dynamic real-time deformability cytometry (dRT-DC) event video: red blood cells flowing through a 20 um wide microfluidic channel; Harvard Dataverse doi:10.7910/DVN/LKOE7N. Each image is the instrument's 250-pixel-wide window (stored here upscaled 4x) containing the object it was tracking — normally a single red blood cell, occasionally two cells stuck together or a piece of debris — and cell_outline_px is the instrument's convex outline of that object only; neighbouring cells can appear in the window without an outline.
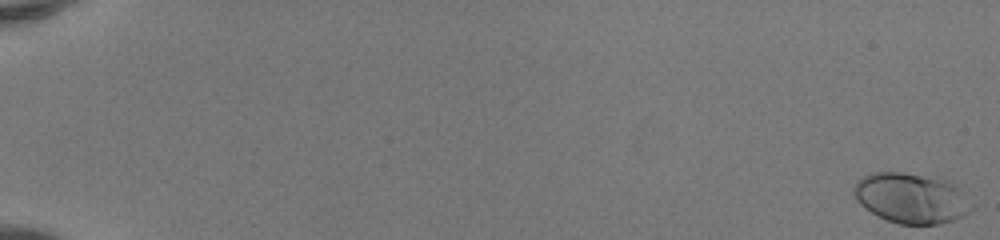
{"species": "human", "species_latin": "Homo sapiens", "temperature_condition": "room temperature", "stored_images_in_passage": 52, "camera_frame_rate_fps": 3000, "um_per_image_px": 0.085, "donor": {"sex": "female"}, "frame": {"image": 1, "passage_image": 1, "time_ms": 0.0, "image_size_px": [1000, 240], "cell_outline_px": [[976, 208], [964, 216], [940, 224], [900, 224], [888, 220], [864, 208], [856, 200], [852, 192], [852, 188], [856, 180], [872, 172], [900, 172], [936, 176], [948, 180], [960, 188], [976, 204]], "centroid_in_image_um": [77.52, 16.82], "position_along_channel_um": 7.5, "area_um2": 35.32}}
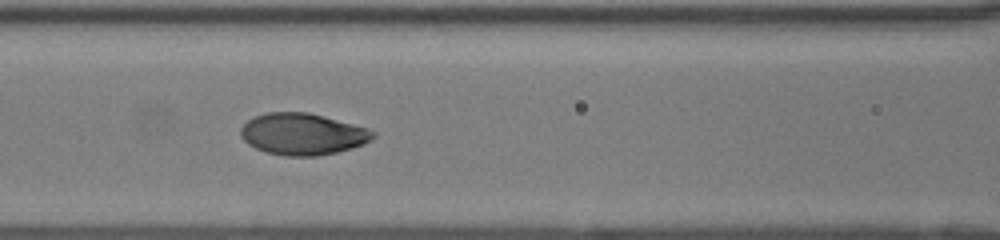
{"frame": {"image": 2, "passage_image": 26, "time_ms": 8.333, "image_size_px": [1000, 240], "cell_outline_px": [[376, 136], [364, 144], [352, 148], [336, 152], [316, 156], [284, 156], [264, 152], [248, 144], [240, 136], [240, 128], [248, 120], [256, 116], [268, 112], [308, 112], [324, 116], [352, 124], [376, 132]], "centroid_in_image_um": [25.69, 11.4], "position_along_channel_um": 140.9, "area_um2": 32.02}}
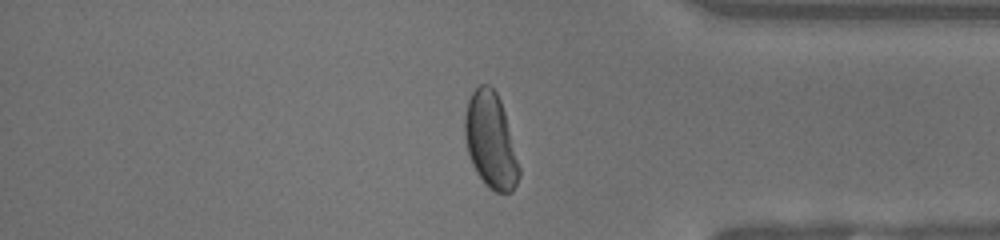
{"frame": {"image": 3, "passage_image": 45, "time_ms": 14.667, "image_size_px": [1000, 240], "cell_outline_px": [[520, 176], [512, 192], [496, 192], [488, 188], [484, 184], [476, 172], [472, 164], [468, 152], [464, 136], [464, 116], [468, 100], [472, 92], [480, 84], [488, 84], [496, 92], [500, 100], [504, 112], [520, 168]], "centroid_in_image_um": [41.69, 11.97], "position_along_channel_um": 393.5, "area_um2": 30.11}, "authors_computed_cell_mechanics": {"area_um2": 32.079, "velocity_mm_per_s": 4.1653, "shape_relaxation_time_tau1_ms": 2.8161, "shape_relaxation_time_tau2_ms": null, "deformation_change_tau1": 0.1863, "deformation_change_tau2": null}}